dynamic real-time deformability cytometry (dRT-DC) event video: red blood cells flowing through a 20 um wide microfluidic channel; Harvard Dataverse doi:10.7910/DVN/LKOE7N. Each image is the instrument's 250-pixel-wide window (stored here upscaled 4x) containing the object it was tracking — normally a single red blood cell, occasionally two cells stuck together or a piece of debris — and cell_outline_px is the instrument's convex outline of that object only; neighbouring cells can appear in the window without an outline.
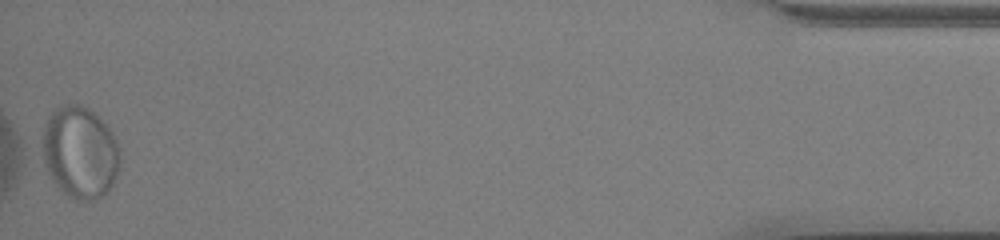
{"species": "common noctule bat (a hibernating species)", "species_latin": "Nyctalus noctula", "temperature_condition": "cold", "stored_images_in_passage": 38, "camera_frame_rate_fps": 3000, "um_per_image_px": 0.085, "animal": {"sex": "male", "body_mass_g": 13.0, "forearm_length_mm": 53.1}, "frame": {"image": 1, "passage_image": 38, "time_ms": 12.333, "image_size_px": [1000, 240], "cell_outline_px": [[120, 168], [112, 184], [100, 196], [92, 200], [80, 200], [68, 196], [52, 180], [36, 160], [36, 144], [44, 124], [52, 112], [56, 108], [64, 104], [80, 104], [88, 108], [112, 132], [120, 148]], "centroid_in_image_um": [6.66, 12.93], "position_along_channel_um": 428.5, "area_um2": 43.06}, "authors_computed_cell_mechanics": {"area_um2": 24.1026, "velocity_mm_per_s": 3.5974, "shape_relaxation_time_tau1_ms": null, "shape_relaxation_time_tau2_ms": 1.4791, "deformation_change_tau1": null, "deformation_change_tau2": 0.0757}}